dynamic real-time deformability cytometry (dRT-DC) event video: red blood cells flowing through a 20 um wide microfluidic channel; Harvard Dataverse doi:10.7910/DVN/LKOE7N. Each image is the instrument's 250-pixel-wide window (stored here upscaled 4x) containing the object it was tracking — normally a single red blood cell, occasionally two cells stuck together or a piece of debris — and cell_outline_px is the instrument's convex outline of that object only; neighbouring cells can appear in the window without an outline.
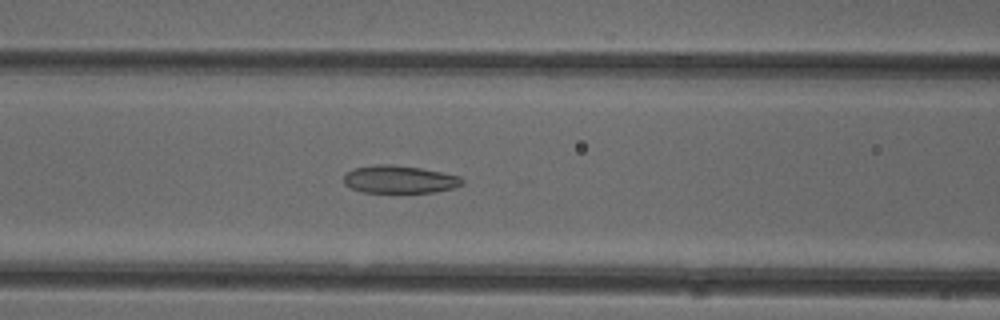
{"species": "common noctule bat (a hibernating species)", "species_latin": "Nyctalus noctula", "temperature_condition": "cold", "stored_images_in_passage": 52, "camera_frame_rate_fps": 3000, "um_per_image_px": 0.085, "animal": {"sex": "female"}, "frame": {"image": 1, "passage_image": 22, "time_ms": 7.0, "image_size_px": [1000, 320], "cell_outline_px": [[464, 184], [456, 188], [436, 192], [360, 192], [344, 184], [344, 176], [352, 168], [376, 164], [388, 164], [420, 168], [460, 176], [464, 180]], "centroid_in_image_um": [33.97, 15.25], "position_along_channel_um": 132.6, "area_um2": 19.19}}
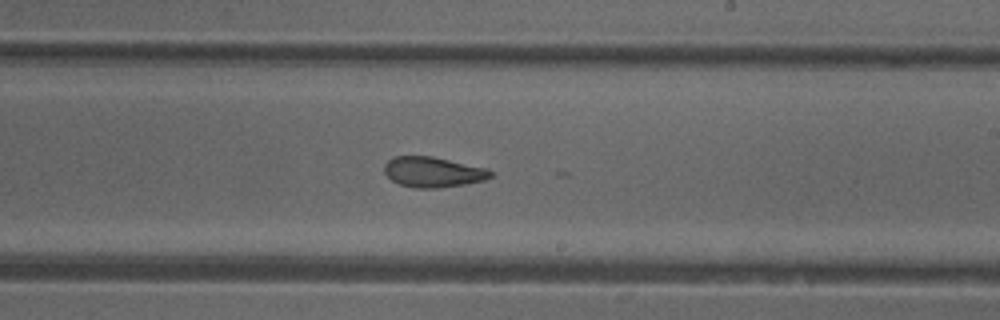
{"frame": {"image": 2, "passage_image": 31, "time_ms": 10.0, "image_size_px": [1000, 320], "cell_outline_px": [[492, 176], [484, 180], [464, 184], [436, 188], [416, 188], [400, 184], [392, 180], [384, 172], [384, 164], [392, 156], [432, 156], [488, 168], [492, 172]], "centroid_in_image_um": [36.8, 14.61], "position_along_channel_um": 252.2, "area_um2": 18.79}}
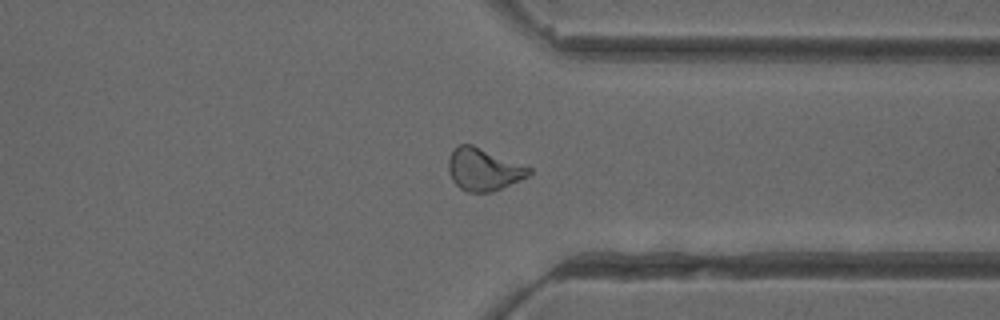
{"frame": {"image": 3, "passage_image": 40, "time_ms": 13.0, "image_size_px": [1000, 320], "cell_outline_px": [[532, 172], [528, 176], [520, 180], [492, 192], [468, 192], [460, 188], [452, 180], [448, 172], [448, 160], [452, 148], [460, 144], [472, 144], [532, 168]], "centroid_in_image_um": [41.08, 14.39], "position_along_channel_um": 370.3, "area_um2": 19.94}, "authors_computed_cell_mechanics": {"area_um2": 20.1433, "velocity_mm_per_s": 3.9944, "shape_relaxation_time_tau1_ms": null, "shape_relaxation_time_tau2_ms": 2.0959, "deformation_change_tau1": null, "deformation_change_tau2": 0.0894}}